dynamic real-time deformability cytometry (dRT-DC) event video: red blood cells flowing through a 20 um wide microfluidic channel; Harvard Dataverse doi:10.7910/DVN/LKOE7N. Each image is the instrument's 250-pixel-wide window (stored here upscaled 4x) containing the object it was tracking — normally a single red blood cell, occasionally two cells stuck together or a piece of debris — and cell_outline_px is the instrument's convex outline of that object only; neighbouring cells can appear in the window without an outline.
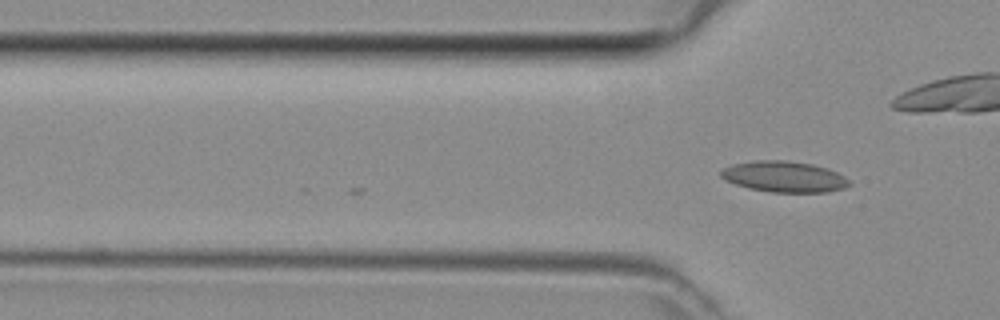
{"species": "common noctule bat (a hibernating species)", "species_latin": "Nyctalus noctula", "temperature_condition": "room temperature", "stored_images_in_passage": 2, "camera_frame_rate_fps": 3000, "um_per_image_px": 0.085, "animal": {"sex": "female", "body_mass_g": 29.2, "forearm_length_mm": 56.3}, "frame": {"image": 1, "passage_image": 2, "time_ms": 0.333, "image_size_px": [1000, 320], "cell_outline_px": [[852, 184], [844, 188], [828, 192], [772, 192], [748, 188], [736, 184], [720, 176], [720, 172], [724, 168], [732, 164], [756, 160], [784, 160], [812, 164], [828, 168], [844, 176]], "centroid_in_image_um": [66.67, 15.01], "position_along_channel_um": 59.1, "area_um2": 23.06}}